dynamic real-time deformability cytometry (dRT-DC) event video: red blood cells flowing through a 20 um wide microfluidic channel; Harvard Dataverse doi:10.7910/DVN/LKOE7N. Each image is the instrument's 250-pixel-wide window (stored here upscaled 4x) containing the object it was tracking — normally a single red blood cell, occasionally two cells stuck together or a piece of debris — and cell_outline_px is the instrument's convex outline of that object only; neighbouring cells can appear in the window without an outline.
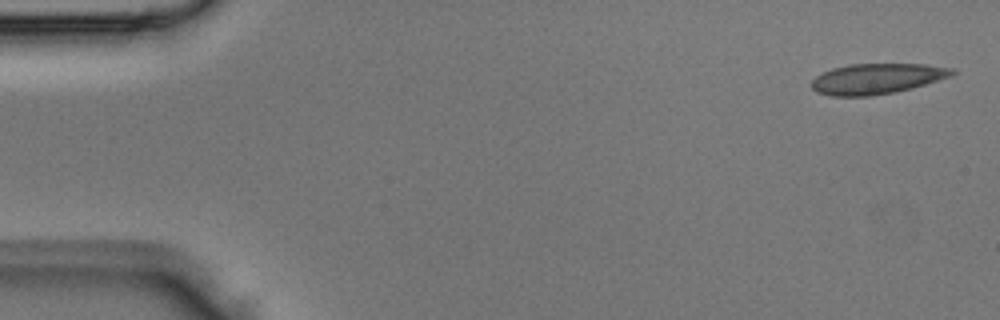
{"species": "Egyptian fruit bat (a non-hibernating species)", "species_latin": "Rousettus aegyptiacus", "temperature_condition": "room temperature", "stored_images_in_passage": 3, "camera_frame_rate_fps": 3000, "um_per_image_px": 0.085, "animal": {"sex": "male"}, "frame": {"image": 1, "passage_image": 1, "time_ms": 0.0, "image_size_px": [1000, 320], "cell_outline_px": [[956, 72], [952, 76], [912, 88], [896, 92], [872, 96], [832, 96], [816, 92], [812, 88], [812, 80], [816, 76], [832, 68], [848, 64], [928, 64], [956, 68]], "centroid_in_image_um": [74.57, 6.69], "position_along_channel_um": 10.4, "area_um2": 25.2}}
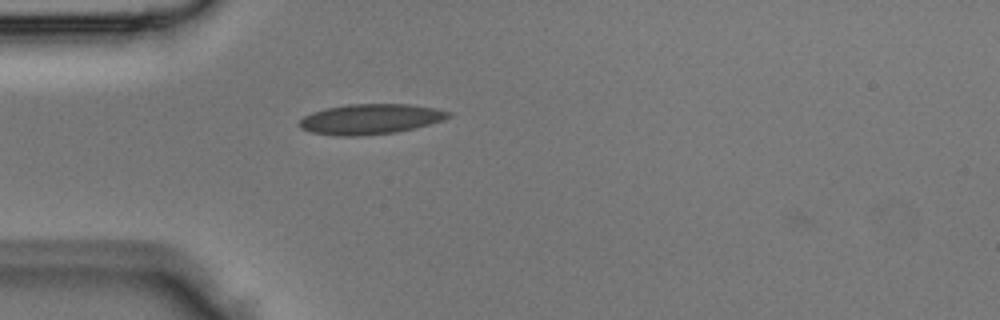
{"frame": {"image": 2, "passage_image": 3, "time_ms": 0.667, "image_size_px": [1000, 320], "cell_outline_px": [[452, 116], [444, 120], [416, 128], [396, 132], [360, 136], [336, 136], [312, 132], [300, 128], [296, 124], [304, 116], [312, 112], [328, 108], [348, 104], [408, 104], [436, 108], [452, 112]], "centroid_in_image_um": [31.51, 10.13], "position_along_channel_um": 53.5, "area_um2": 26.47}}